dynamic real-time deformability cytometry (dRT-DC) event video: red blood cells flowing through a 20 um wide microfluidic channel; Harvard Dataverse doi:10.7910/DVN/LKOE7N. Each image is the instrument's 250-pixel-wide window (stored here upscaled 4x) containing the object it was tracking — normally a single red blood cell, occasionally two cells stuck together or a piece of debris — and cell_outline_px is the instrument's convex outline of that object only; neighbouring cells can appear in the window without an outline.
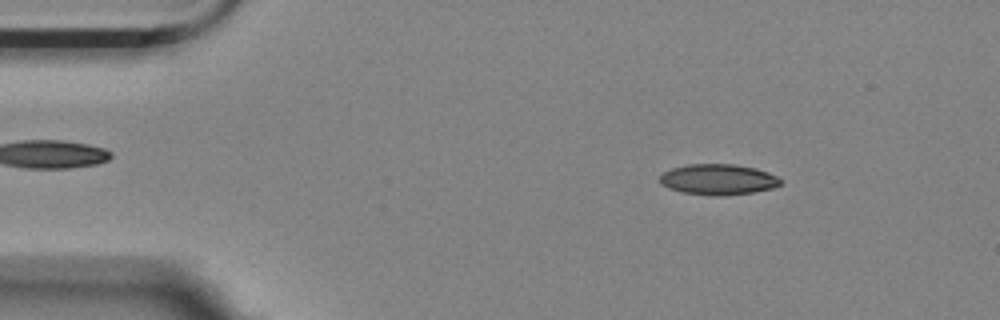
{"species": "Egyptian fruit bat (a non-hibernating species)", "species_latin": "Rousettus aegyptiacus", "temperature_condition": "room temperature", "stored_images_in_passage": 5, "camera_frame_rate_fps": 3000, "um_per_image_px": 0.085, "animal": {"sex": "female"}, "frame": {"image": 1, "passage_image": 2, "time_ms": 0.333, "image_size_px": [1000, 320], "cell_outline_px": [[780, 184], [772, 188], [752, 192], [716, 196], [712, 196], [684, 192], [668, 188], [660, 184], [660, 176], [664, 172], [672, 168], [688, 164], [736, 164], [756, 168], [768, 172], [776, 176], [780, 180]], "centroid_in_image_um": [61.02, 15.24], "position_along_channel_um": 24.0, "area_um2": 21.44}}
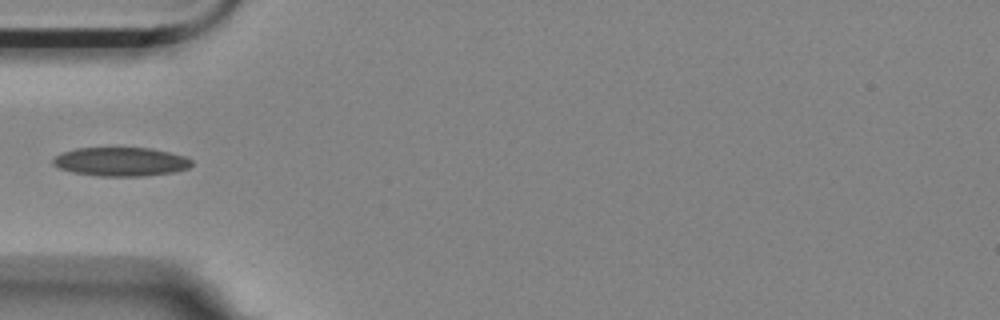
{"frame": {"image": 2, "passage_image": 5, "time_ms": 1.333, "image_size_px": [1000, 320], "cell_outline_px": [[192, 164], [188, 168], [172, 172], [144, 176], [100, 176], [72, 172], [60, 168], [52, 164], [52, 160], [60, 152], [76, 148], [152, 148], [184, 156], [192, 160]], "centroid_in_image_um": [10.24, 13.74], "position_along_channel_um": 74.8, "area_um2": 23.24}}